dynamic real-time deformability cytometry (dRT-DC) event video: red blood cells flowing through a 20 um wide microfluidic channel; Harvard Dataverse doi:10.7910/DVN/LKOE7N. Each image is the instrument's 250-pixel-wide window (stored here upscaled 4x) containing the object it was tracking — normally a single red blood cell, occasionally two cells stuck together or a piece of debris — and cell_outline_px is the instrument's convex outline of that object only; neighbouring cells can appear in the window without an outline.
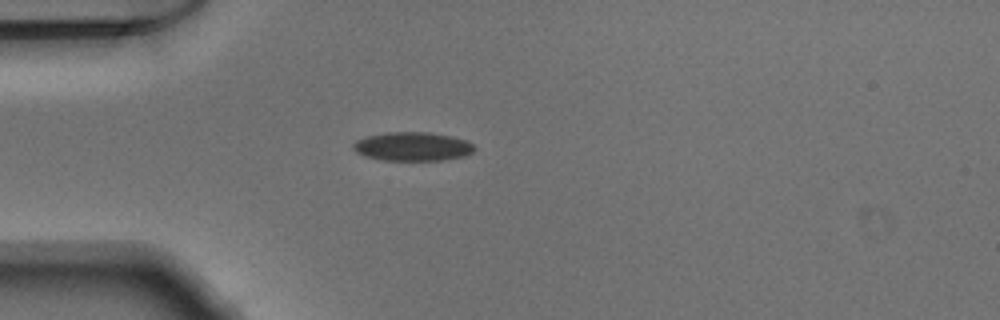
{"species": "Egyptian fruit bat (a non-hibernating species)", "species_latin": "Rousettus aegyptiacus", "temperature_condition": "warm", "stored_images_in_passage": 38, "camera_frame_rate_fps": 3000, "um_per_image_px": 0.085, "animal": {"sex": "male"}, "frame": {"image": 1, "passage_image": 1, "time_ms": 0.0, "image_size_px": [1000, 320], "cell_outline_px": [[476, 148], [472, 152], [464, 156], [440, 160], [384, 160], [364, 156], [356, 152], [352, 148], [352, 144], [356, 140], [368, 136], [388, 132], [428, 132], [452, 136], [468, 140]], "centroid_in_image_um": [35.07, 12.45], "position_along_channel_um": 49.9, "area_um2": 20.35}}
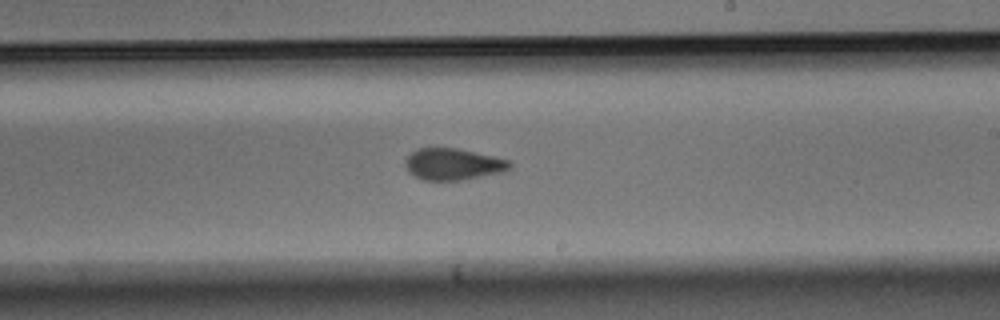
{"frame": {"image": 2, "passage_image": 17, "time_ms": 5.333, "image_size_px": [1000, 320], "cell_outline_px": [[512, 168], [504, 172], [464, 180], [424, 180], [408, 172], [404, 164], [408, 156], [416, 148], [456, 148], [492, 156], [508, 160], [512, 164]], "centroid_in_image_um": [38.52, 13.96], "position_along_channel_um": 250.5, "area_um2": 19.25}}
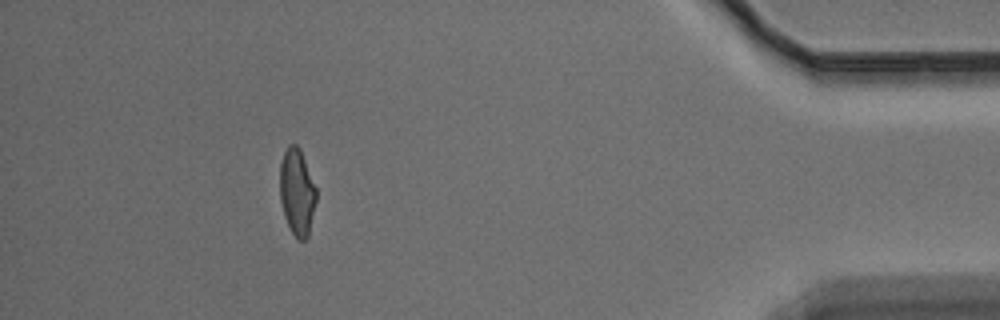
{"frame": {"image": 3, "passage_image": 33, "time_ms": 10.667, "image_size_px": [1000, 320], "cell_outline_px": [[316, 200], [308, 236], [304, 240], [300, 240], [292, 232], [284, 216], [280, 200], [280, 164], [284, 152], [288, 144], [296, 144], [300, 148], [316, 188]], "centroid_in_image_um": [25.24, 16.29], "position_along_channel_um": 410.0, "area_um2": 18.21}}